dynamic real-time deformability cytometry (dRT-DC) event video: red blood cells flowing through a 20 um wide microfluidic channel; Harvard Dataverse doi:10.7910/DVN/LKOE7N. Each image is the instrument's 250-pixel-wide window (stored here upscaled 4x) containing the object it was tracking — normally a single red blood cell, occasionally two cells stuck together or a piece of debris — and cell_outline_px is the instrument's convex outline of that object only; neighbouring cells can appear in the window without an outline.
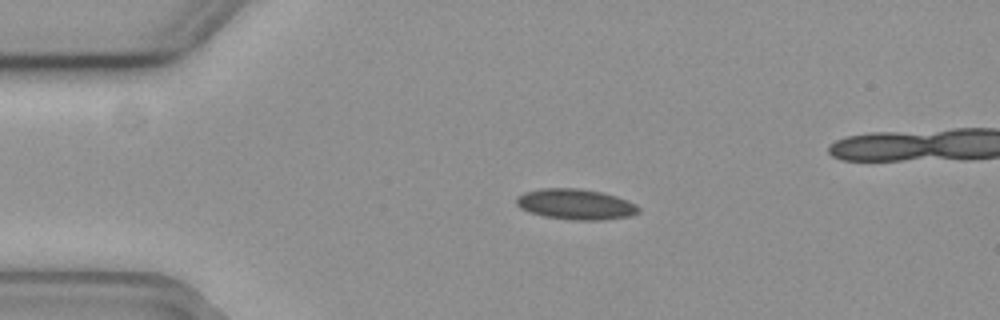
{"species": "common noctule bat (a hibernating species)", "species_latin": "Nyctalus noctula", "temperature_condition": "cold", "stored_images_in_passage": 41, "camera_frame_rate_fps": 3000, "um_per_image_px": 0.085, "animal": {"sex": "female", "body_mass_g": 19.3, "forearm_length_mm": 54.1}, "frame": {"image": 1, "passage_image": 1, "time_ms": 0.0, "image_size_px": [1000, 320], "cell_outline_px": [[640, 212], [628, 216], [600, 220], [572, 220], [544, 216], [528, 212], [520, 208], [516, 204], [516, 196], [524, 192], [540, 188], [576, 188], [600, 192], [616, 196], [628, 200], [636, 204], [640, 208]], "centroid_in_image_um": [48.9, 17.36], "position_along_channel_um": 36.1, "area_um2": 21.85}}
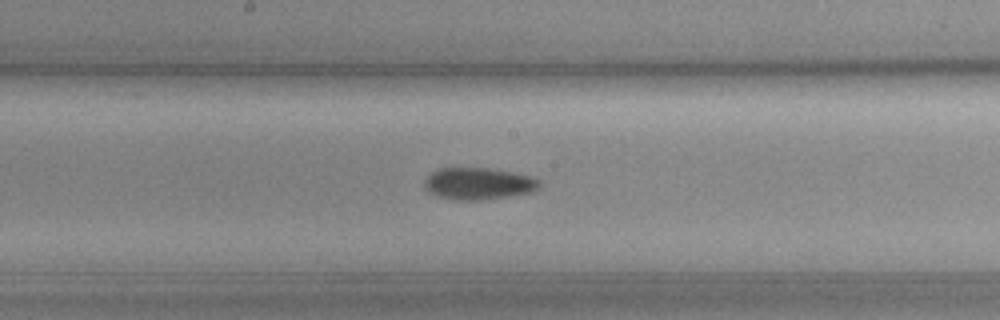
{"frame": {"image": 2, "passage_image": 18, "time_ms": 5.667, "image_size_px": [1000, 320], "cell_outline_px": [[540, 184], [532, 192], [480, 200], [456, 200], [436, 196], [428, 192], [424, 188], [424, 180], [436, 168], [488, 168], [528, 176], [540, 180]], "centroid_in_image_um": [40.58, 15.61], "position_along_channel_um": 207.6, "area_um2": 21.15}}
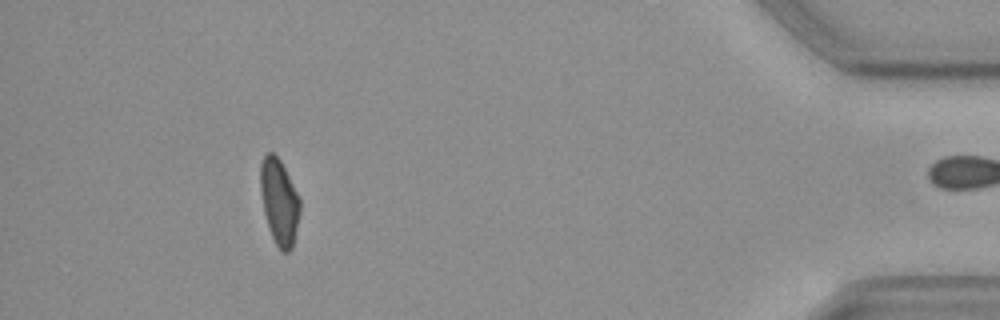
{"frame": {"image": 3, "passage_image": 40, "time_ms": 13.0, "image_size_px": [1000, 320], "cell_outline_px": [[300, 212], [292, 248], [288, 252], [284, 252], [276, 244], [272, 236], [264, 212], [260, 192], [260, 164], [264, 156], [268, 152], [272, 152], [280, 160], [300, 196]], "centroid_in_image_um": [23.74, 17.12], "position_along_channel_um": 411.5, "area_um2": 19.65}, "authors_computed_cell_mechanics": {"area_um2": 20.6924, "velocity_mm_per_s": 3.6745, "shape_relaxation_time_tau1_ms": null, "shape_relaxation_time_tau2_ms": 9.3292, "deformation_change_tau1": null, "deformation_change_tau2": 0.1563}}